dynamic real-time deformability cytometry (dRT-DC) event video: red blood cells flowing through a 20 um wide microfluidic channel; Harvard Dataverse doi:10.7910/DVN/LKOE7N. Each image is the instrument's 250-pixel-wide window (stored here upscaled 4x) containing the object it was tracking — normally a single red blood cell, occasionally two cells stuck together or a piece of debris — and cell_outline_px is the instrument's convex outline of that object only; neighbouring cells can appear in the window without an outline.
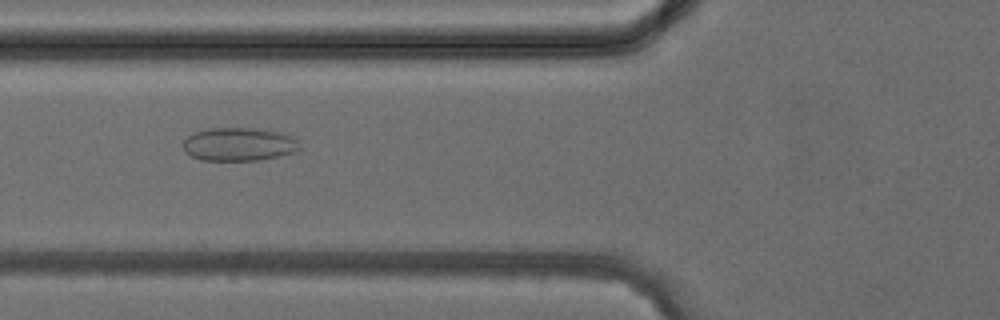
{"species": "common noctule bat (a hibernating species)", "species_latin": "Nyctalus noctula", "temperature_condition": "cold", "stored_images_in_passage": 35, "camera_frame_rate_fps": 3000, "um_per_image_px": 0.085, "animal": {"sex": "female", "body_mass_g": 24.6, "forearm_length_mm": 56.2}, "frame": {"image": 1, "passage_image": 9, "time_ms": 2.667, "image_size_px": [1000, 320], "cell_outline_px": [[300, 148], [292, 152], [280, 156], [260, 160], [200, 160], [184, 152], [184, 140], [192, 132], [208, 128], [252, 128], [280, 132], [296, 140]], "centroid_in_image_um": [20.25, 12.26], "position_along_channel_um": 105.6, "area_um2": 22.48}}
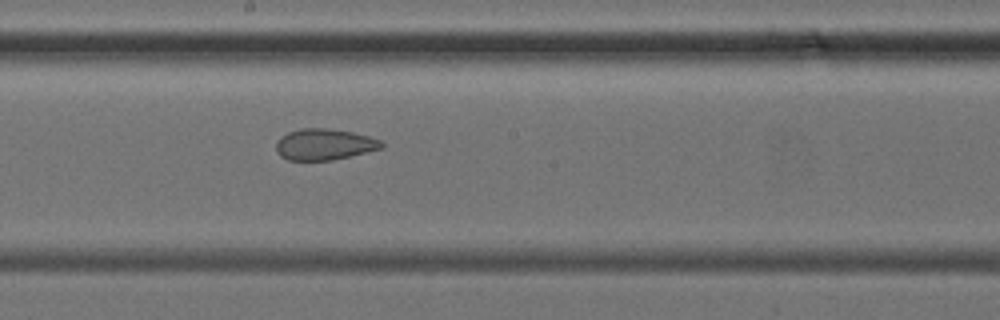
{"frame": {"image": 2, "passage_image": 16, "time_ms": 5.0, "image_size_px": [1000, 320], "cell_outline_px": [[384, 148], [332, 160], [288, 160], [280, 156], [276, 152], [276, 140], [280, 136], [288, 132], [300, 128], [328, 128], [352, 132], [368, 136], [380, 140], [384, 144]], "centroid_in_image_um": [27.54, 12.27], "position_along_channel_um": 220.7, "area_um2": 19.31}}
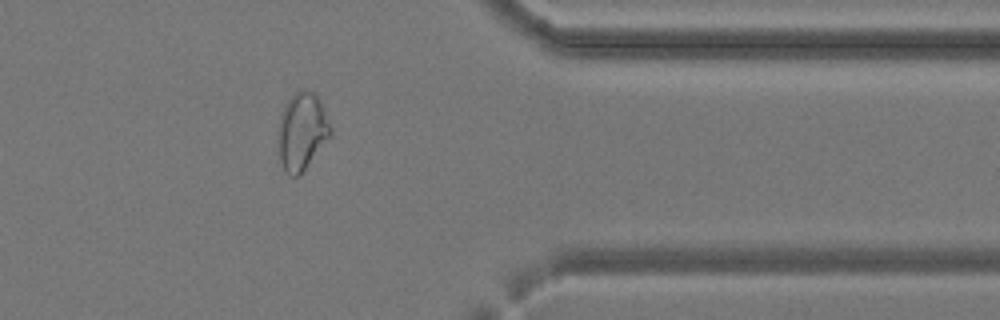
{"frame": {"image": 3, "passage_image": 27, "time_ms": 8.667, "image_size_px": [1000, 320], "cell_outline_px": [[332, 136], [300, 176], [292, 176], [284, 168], [280, 160], [280, 116], [284, 104], [296, 92], [316, 92], [320, 100], [332, 128]], "centroid_in_image_um": [25.72, 11.18], "position_along_channel_um": 385.7, "area_um2": 23.29}}